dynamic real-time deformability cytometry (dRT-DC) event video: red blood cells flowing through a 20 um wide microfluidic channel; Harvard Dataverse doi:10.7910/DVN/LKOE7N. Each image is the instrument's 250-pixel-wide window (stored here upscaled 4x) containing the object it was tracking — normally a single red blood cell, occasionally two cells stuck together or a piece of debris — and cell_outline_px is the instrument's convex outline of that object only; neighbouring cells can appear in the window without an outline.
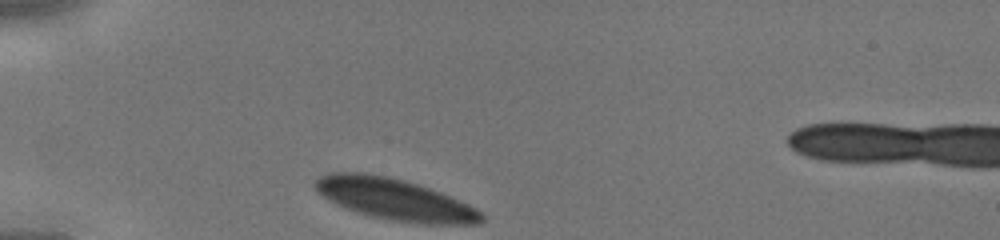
{"species": "human", "species_latin": "Homo sapiens", "temperature_condition": "cold", "stored_images_in_passage": 26, "camera_frame_rate_fps": 3000, "um_per_image_px": 0.085, "donor": {"sex": "male"}, "frame": {"image": 1, "passage_image": 1, "time_ms": 0.0, "image_size_px": [1000, 240], "cell_outline_px": [[484, 220], [480, 224], [424, 224], [392, 220], [368, 216], [344, 208], [320, 196], [312, 184], [320, 176], [328, 172], [360, 172], [384, 176], [404, 180], [440, 192], [468, 204], [476, 208], [484, 216]], "centroid_in_image_um": [33.5, 16.95], "position_along_channel_um": 51.5, "area_um2": 40.23}}
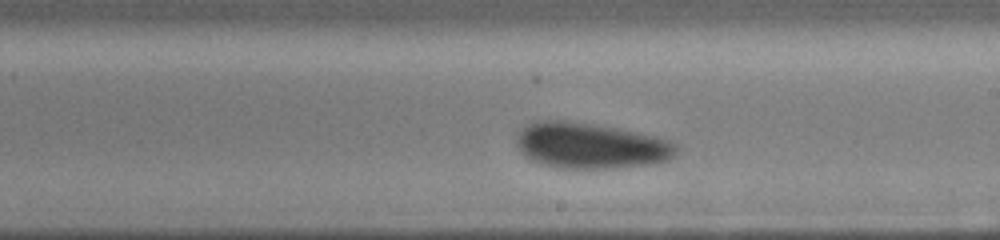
{"frame": {"image": 2, "passage_image": 15, "time_ms": 4.667, "image_size_px": [1000, 240], "cell_outline_px": [[676, 152], [668, 160], [652, 164], [616, 168], [560, 168], [528, 160], [520, 152], [516, 144], [516, 132], [524, 124], [532, 120], [564, 120], [592, 124], [616, 128], [656, 136], [672, 140], [676, 144]], "centroid_in_image_um": [50.13, 12.37], "position_along_channel_um": 238.9, "area_um2": 43.18}}
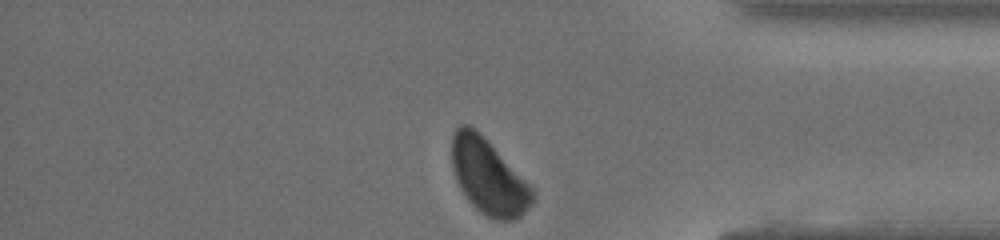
{"frame": {"image": 3, "passage_image": 26, "time_ms": 8.333, "image_size_px": [1000, 240], "cell_outline_px": [[532, 204], [516, 220], [496, 220], [480, 212], [468, 200], [460, 188], [456, 180], [452, 168], [452, 136], [456, 128], [460, 124], [468, 124], [476, 128], [532, 184]], "centroid_in_image_um": [41.52, 14.99], "position_along_channel_um": 393.7, "area_um2": 35.66}}